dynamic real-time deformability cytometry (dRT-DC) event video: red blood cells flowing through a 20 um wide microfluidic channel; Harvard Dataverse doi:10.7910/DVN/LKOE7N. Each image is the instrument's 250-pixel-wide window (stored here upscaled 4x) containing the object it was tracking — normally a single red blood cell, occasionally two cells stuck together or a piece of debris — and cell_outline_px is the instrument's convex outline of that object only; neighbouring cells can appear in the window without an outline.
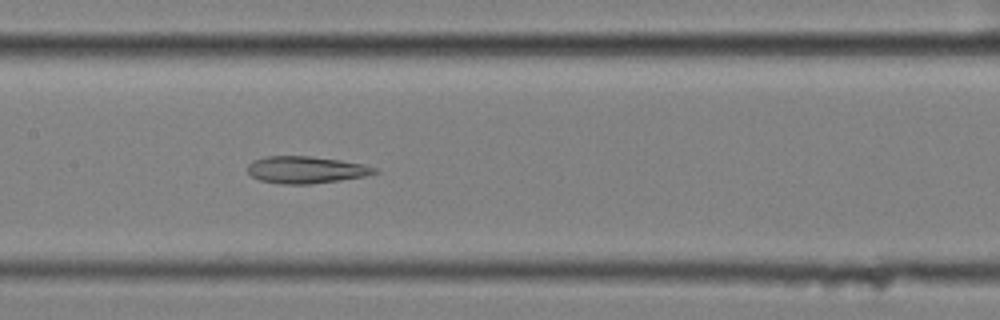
{"species": "common noctule bat (a hibernating species)", "species_latin": "Nyctalus noctula", "temperature_condition": "cold", "stored_images_in_passage": 57, "segment_of_instrument_passage": [2, 2], "camera_frame_rate_fps": 3000, "um_per_image_px": 0.085, "animal": {"sex": "female", "body_mass_g": 25.1}, "frame": {"image": 1, "passage_image": 28, "time_ms": 9.0, "image_size_px": [1000, 320], "cell_outline_px": [[380, 172], [364, 176], [340, 180], [312, 184], [280, 184], [260, 180], [252, 176], [248, 172], [248, 164], [252, 160], [268, 156], [308, 156], [340, 160], [364, 164], [376, 168]], "centroid_in_image_um": [26.0, 14.43], "position_along_channel_um": 181.4, "area_um2": 20.0}}
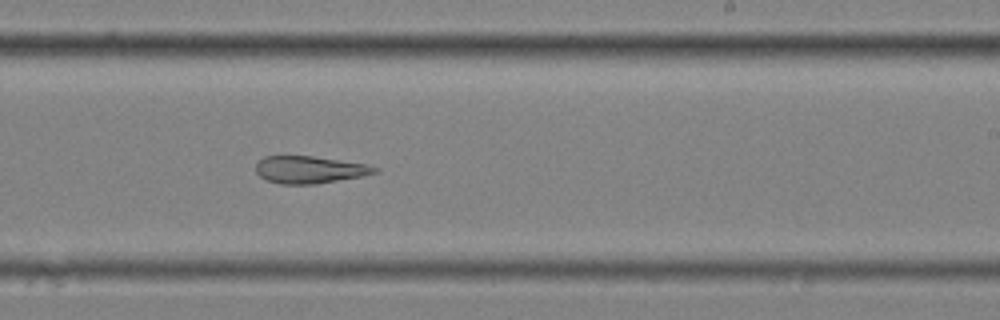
{"frame": {"image": 2, "passage_image": 35, "time_ms": 11.333, "image_size_px": [1000, 320], "cell_outline_px": [[380, 168], [376, 172], [364, 176], [316, 184], [280, 184], [264, 180], [256, 172], [256, 164], [264, 156], [312, 156], [368, 164]], "centroid_in_image_um": [26.32, 14.43], "position_along_channel_um": 262.7, "area_um2": 19.02}}
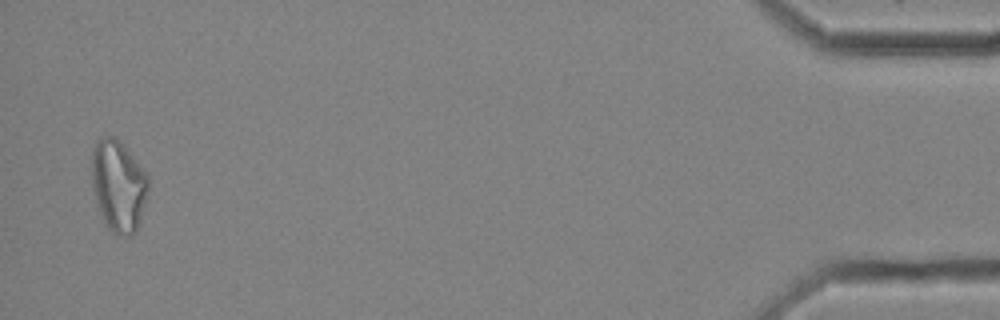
{"frame": {"image": 3, "passage_image": 56, "time_ms": 18.333, "image_size_px": [1000, 320], "cell_outline_px": [[148, 188], [140, 224], [136, 232], [132, 236], [120, 236], [112, 232], [104, 224], [92, 188], [92, 148], [96, 140], [104, 136], [116, 136], [124, 144], [148, 176]], "centroid_in_image_um": [10.06, 15.79], "position_along_channel_um": 425.1, "area_um2": 30.52}}